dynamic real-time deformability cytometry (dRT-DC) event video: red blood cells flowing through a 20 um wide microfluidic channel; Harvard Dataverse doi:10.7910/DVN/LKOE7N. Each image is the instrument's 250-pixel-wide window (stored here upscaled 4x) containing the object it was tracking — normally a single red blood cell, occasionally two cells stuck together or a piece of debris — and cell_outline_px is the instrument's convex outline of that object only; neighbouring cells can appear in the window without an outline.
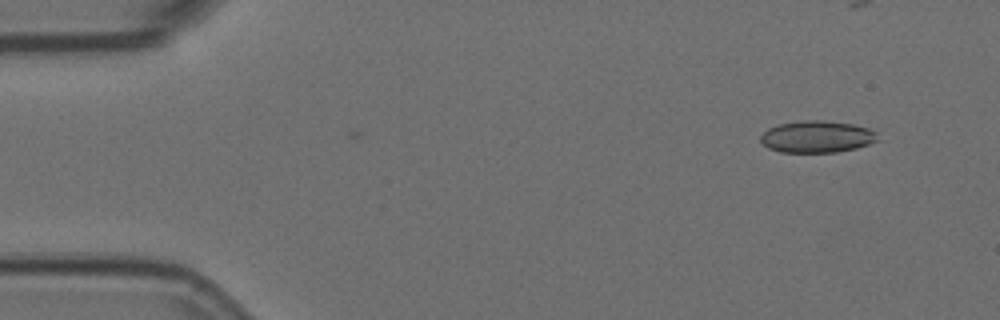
{"species": "Egyptian fruit bat (a non-hibernating species)", "species_latin": "Rousettus aegyptiacus", "temperature_condition": "room temperature", "stored_images_in_passage": 8, "camera_frame_rate_fps": 3000, "um_per_image_px": 0.085, "animal": {"sex": "female"}, "frame": {"image": 1, "passage_image": 1, "time_ms": 0.0, "image_size_px": [1000, 320], "cell_outline_px": [[880, 140], [856, 148], [836, 152], [780, 152], [768, 148], [760, 140], [760, 136], [768, 128], [776, 124], [800, 120], [824, 120], [852, 124], [868, 128], [876, 132]], "centroid_in_image_um": [69.43, 11.61], "position_along_channel_um": 15.6, "area_um2": 21.91}}
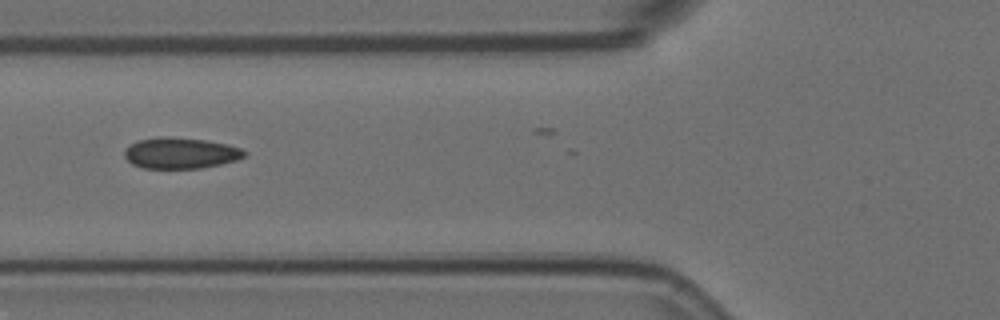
{"frame": {"image": 2, "passage_image": 5, "time_ms": 1.333, "image_size_px": [1000, 320], "cell_outline_px": [[248, 152], [244, 156], [236, 160], [220, 164], [200, 168], [144, 168], [132, 164], [124, 156], [124, 152], [132, 144], [140, 140], [160, 136], [168, 136], [204, 140], [228, 144], [240, 148]], "centroid_in_image_um": [15.36, 13.01], "position_along_channel_um": 110.4, "area_um2": 21.5}}
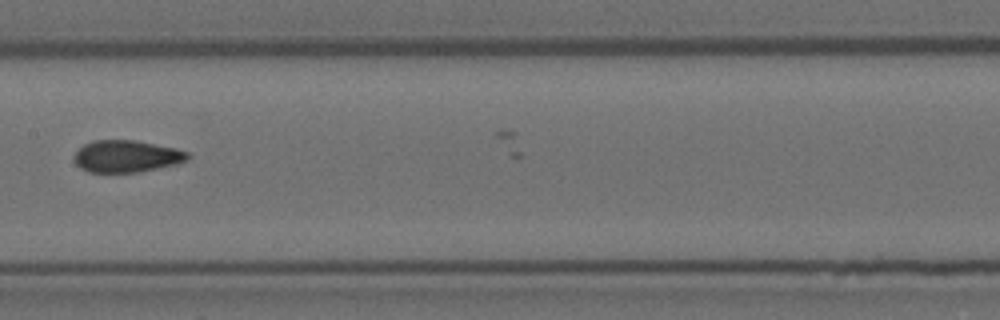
{"frame": {"image": 3, "passage_image": 7, "time_ms": 2.0, "image_size_px": [1000, 320], "cell_outline_px": [[192, 156], [188, 160], [176, 164], [136, 172], [88, 172], [80, 168], [76, 164], [76, 152], [84, 144], [92, 140], [136, 140], [176, 148], [188, 152]], "centroid_in_image_um": [10.79, 13.27], "position_along_channel_um": 196.6, "area_um2": 21.1}}